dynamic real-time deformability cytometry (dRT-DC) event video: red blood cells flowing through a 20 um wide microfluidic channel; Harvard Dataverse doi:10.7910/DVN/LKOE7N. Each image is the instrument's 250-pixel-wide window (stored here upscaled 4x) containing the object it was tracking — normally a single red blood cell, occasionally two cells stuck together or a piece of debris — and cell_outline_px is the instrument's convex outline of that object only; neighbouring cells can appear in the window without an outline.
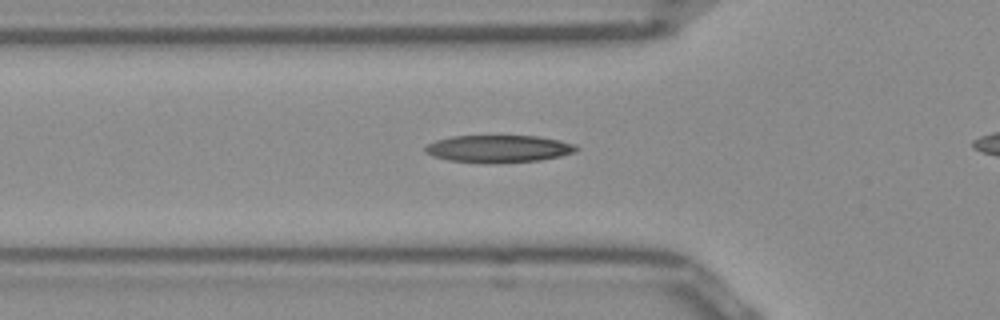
{"species": "Egyptian fruit bat (a non-hibernating species)", "species_latin": "Rousettus aegyptiacus", "temperature_condition": "room temperature", "stored_images_in_passage": 33, "camera_frame_rate_fps": 3000, "um_per_image_px": 0.085, "frame": {"image": 1, "passage_image": 4, "time_ms": 1.0, "image_size_px": [1000, 320], "cell_outline_px": [[580, 148], [576, 152], [560, 156], [540, 160], [448, 160], [432, 156], [424, 152], [424, 148], [428, 144], [436, 140], [452, 136], [536, 136], [560, 140], [576, 144]], "centroid_in_image_um": [42.42, 12.59], "position_along_channel_um": 83.4, "area_um2": 23.0}}
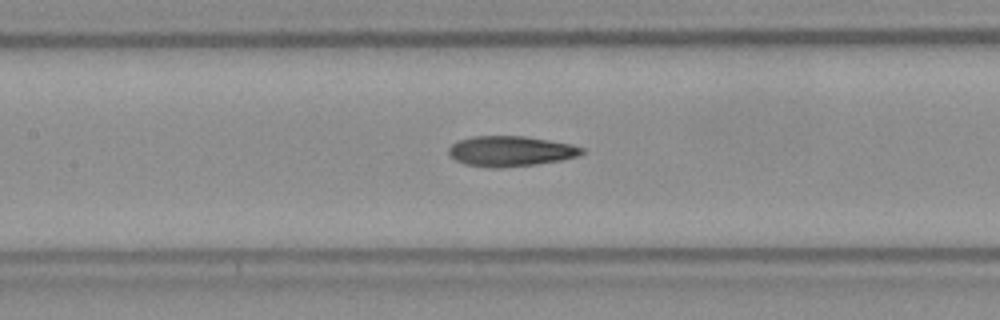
{"frame": {"image": 2, "passage_image": 10, "time_ms": 3.0, "image_size_px": [1000, 320], "cell_outline_px": [[584, 152], [576, 156], [560, 160], [536, 164], [500, 168], [492, 168], [464, 164], [456, 160], [448, 152], [448, 148], [452, 144], [460, 140], [472, 136], [524, 136], [572, 144], [584, 148]], "centroid_in_image_um": [43.39, 12.85], "position_along_channel_um": 164.0, "area_um2": 23.41}}
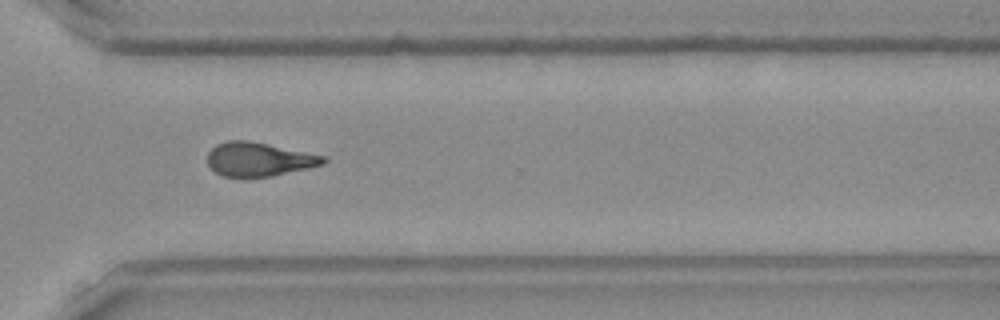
{"frame": {"image": 3, "passage_image": 24, "time_ms": 7.667, "image_size_px": [1000, 320], "cell_outline_px": [[328, 160], [324, 164], [308, 168], [272, 176], [224, 176], [216, 172], [208, 164], [208, 152], [216, 144], [228, 140], [248, 140], [324, 156]], "centroid_in_image_um": [22.0, 13.53], "position_along_channel_um": 348.6, "area_um2": 22.48}, "authors_computed_cell_mechanics": {"area_um2": 22.6576, "velocity_mm_per_s": 3.9653, "shape_relaxation_time_tau1_ms": 6.0728, "shape_relaxation_time_tau2_ms": 3.6867, "deformation_change_tau1": 0.2135, "deformation_change_tau2": 0.1427}}